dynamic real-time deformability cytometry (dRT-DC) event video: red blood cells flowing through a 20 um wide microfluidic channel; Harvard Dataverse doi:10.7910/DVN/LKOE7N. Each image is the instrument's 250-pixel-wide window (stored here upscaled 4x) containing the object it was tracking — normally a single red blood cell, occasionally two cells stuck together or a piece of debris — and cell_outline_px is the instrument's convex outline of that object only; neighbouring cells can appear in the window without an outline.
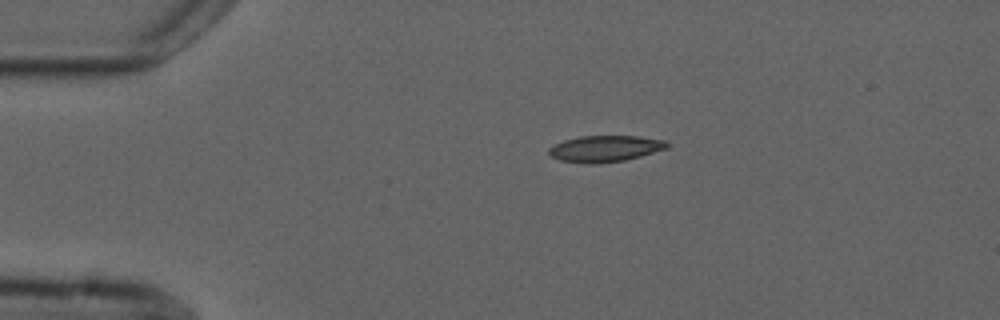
{"species": "common noctule bat (a hibernating species)", "species_latin": "Nyctalus noctula", "temperature_condition": "cold", "stored_images_in_passage": 3, "camera_frame_rate_fps": 3000, "um_per_image_px": 0.085, "animal": {"sex": "male", "forearm_length_mm": 52.5}, "frame": {"image": 1, "passage_image": 1, "time_ms": 0.0, "image_size_px": [1000, 320], "cell_outline_px": [[668, 148], [640, 156], [624, 160], [596, 164], [592, 164], [560, 160], [552, 156], [548, 152], [548, 148], [564, 140], [580, 136], [640, 136], [664, 140], [668, 144]], "centroid_in_image_um": [51.44, 12.63], "position_along_channel_um": 33.6, "area_um2": 17.98}}
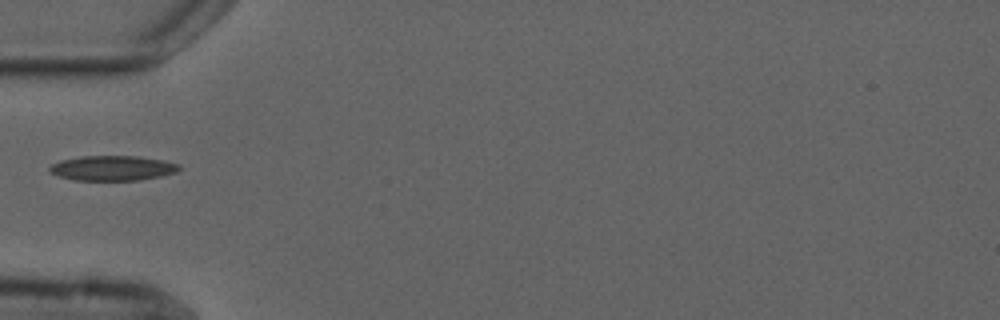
{"frame": {"image": 2, "passage_image": 3, "time_ms": 2.333, "image_size_px": [1000, 320], "cell_outline_px": [[180, 168], [176, 172], [160, 176], [140, 180], [76, 180], [60, 176], [48, 172], [48, 168], [52, 164], [60, 160], [80, 156], [136, 156], [164, 160], [180, 164]], "centroid_in_image_um": [9.55, 14.28], "position_along_channel_um": 75.4, "area_um2": 18.84}}